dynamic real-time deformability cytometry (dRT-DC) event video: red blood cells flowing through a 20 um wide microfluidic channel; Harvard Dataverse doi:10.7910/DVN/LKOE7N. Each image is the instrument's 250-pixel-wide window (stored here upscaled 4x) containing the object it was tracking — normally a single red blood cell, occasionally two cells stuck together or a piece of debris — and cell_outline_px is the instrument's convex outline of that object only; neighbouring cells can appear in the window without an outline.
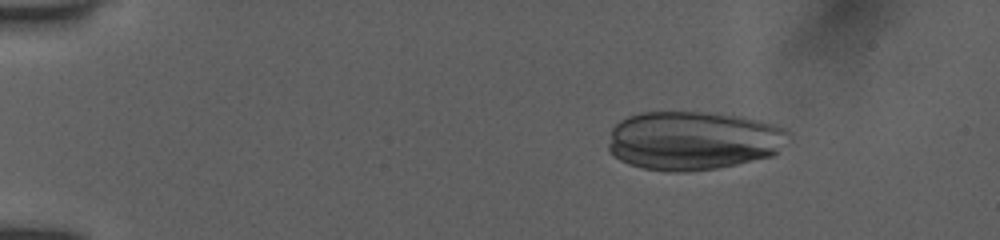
{"species": "human", "species_latin": "Homo sapiens", "temperature_condition": "room temperature", "stored_images_in_passage": 6, "camera_frame_rate_fps": 3000, "um_per_image_px": 0.085, "donor": {"sex": "female"}, "frame": {"image": 1, "passage_image": 1, "time_ms": 0.0, "image_size_px": [1000, 240], "cell_outline_px": [[788, 132], [776, 152], [772, 156], [736, 164], [716, 168], [688, 172], [668, 172], [644, 168], [628, 164], [620, 160], [608, 148], [608, 144], [612, 128], [620, 120], [628, 116], [640, 112], [708, 112], [740, 116], [760, 120], [784, 128]], "centroid_in_image_um": [58.86, 11.94], "position_along_channel_um": 26.1, "area_um2": 61.5}}
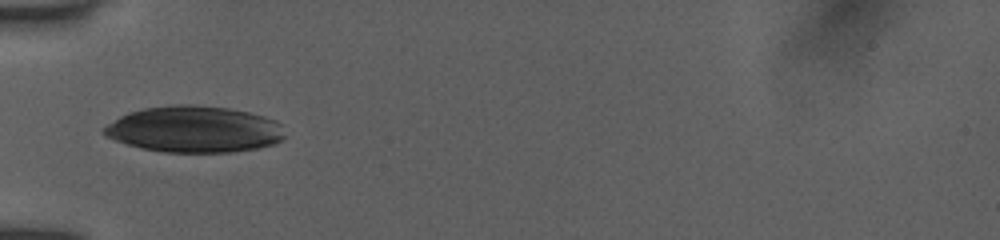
{"frame": {"image": 2, "passage_image": 5, "time_ms": 3.333, "image_size_px": [1000, 240], "cell_outline_px": [[284, 136], [276, 144], [256, 148], [232, 152], [164, 152], [140, 148], [112, 140], [104, 136], [100, 132], [108, 124], [120, 116], [128, 112], [144, 108], [176, 104], [188, 104], [228, 108], [248, 112], [264, 116], [276, 120], [280, 124]], "centroid_in_image_um": [16.47, 10.99], "position_along_channel_um": 68.5, "area_um2": 49.01}}